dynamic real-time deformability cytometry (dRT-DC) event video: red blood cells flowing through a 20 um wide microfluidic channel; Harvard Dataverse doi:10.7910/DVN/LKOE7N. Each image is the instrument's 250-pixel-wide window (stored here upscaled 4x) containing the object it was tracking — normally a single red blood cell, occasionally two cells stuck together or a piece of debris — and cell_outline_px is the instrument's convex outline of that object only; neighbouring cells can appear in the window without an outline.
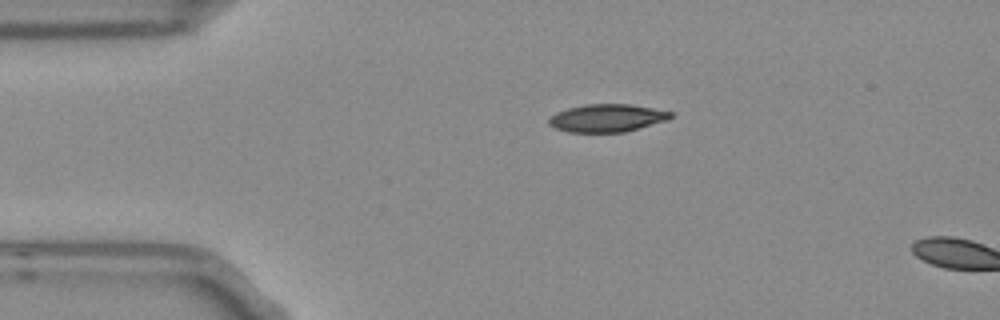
{"species": "Egyptian fruit bat (a non-hibernating species)", "species_latin": "Rousettus aegyptiacus", "temperature_condition": "room temperature", "stored_images_in_passage": 2, "camera_frame_rate_fps": 3000, "um_per_image_px": 0.085, "frame": {"image": 1, "passage_image": 2, "time_ms": 0.333, "image_size_px": [1000, 320], "cell_outline_px": [[672, 116], [668, 120], [640, 128], [624, 132], [568, 132], [556, 128], [548, 124], [548, 120], [556, 112], [568, 108], [584, 104], [632, 104], [672, 112]], "centroid_in_image_um": [51.6, 10.03], "position_along_channel_um": 33.4, "area_um2": 19.71}}